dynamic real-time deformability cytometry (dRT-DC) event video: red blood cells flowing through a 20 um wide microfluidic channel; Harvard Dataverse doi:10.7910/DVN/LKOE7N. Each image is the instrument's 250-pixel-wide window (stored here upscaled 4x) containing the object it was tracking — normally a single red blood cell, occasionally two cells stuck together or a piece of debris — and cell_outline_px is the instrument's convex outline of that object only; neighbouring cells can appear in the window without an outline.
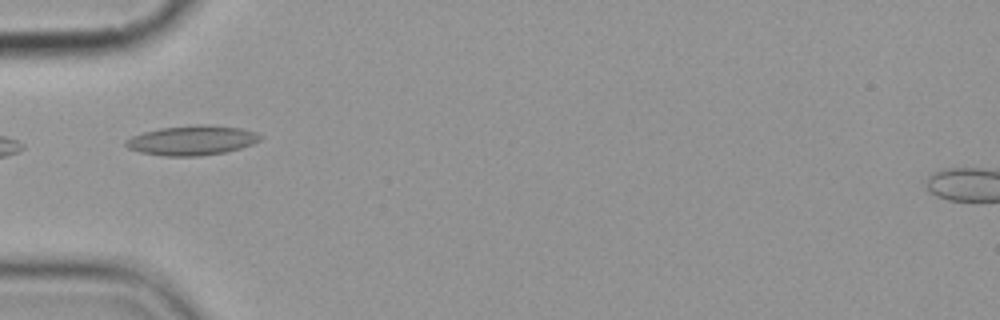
{"species": "common noctule bat (a hibernating species)", "species_latin": "Nyctalus noctula", "temperature_condition": "cold", "stored_images_in_passage": 6, "camera_frame_rate_fps": 3000, "um_per_image_px": 0.085, "animal": {"sex": "female", "body_mass_g": 19.9}, "frame": {"image": 1, "passage_image": 6, "time_ms": 5.667, "image_size_px": [1000, 320], "cell_outline_px": [[264, 136], [260, 140], [252, 144], [240, 148], [224, 152], [196, 156], [168, 156], [140, 152], [128, 148], [124, 144], [124, 140], [132, 136], [144, 132], [160, 128], [196, 124], [208, 124], [240, 128], [256, 132]], "centroid_in_image_um": [16.32, 11.92], "position_along_channel_um": 68.7, "area_um2": 23.24}}